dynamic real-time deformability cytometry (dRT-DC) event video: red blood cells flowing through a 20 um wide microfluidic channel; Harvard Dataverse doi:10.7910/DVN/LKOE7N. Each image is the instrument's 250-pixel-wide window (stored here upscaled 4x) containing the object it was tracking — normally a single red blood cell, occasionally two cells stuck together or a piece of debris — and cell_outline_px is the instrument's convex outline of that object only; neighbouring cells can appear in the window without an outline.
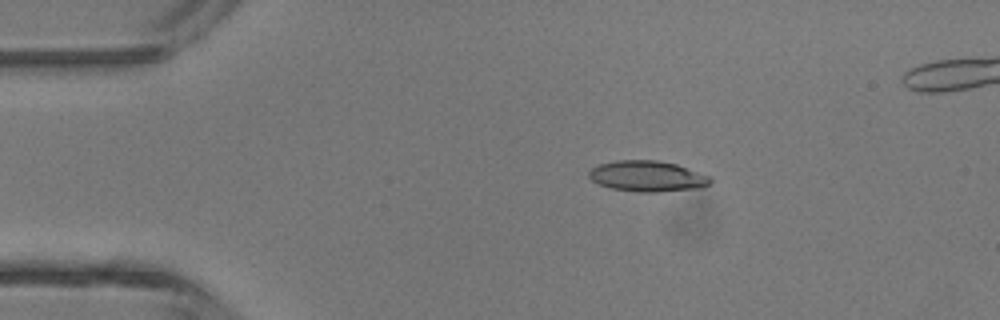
{"species": "common noctule bat (a hibernating species)", "species_latin": "Nyctalus noctula", "temperature_condition": "room temperature", "stored_images_in_passage": 44, "camera_frame_rate_fps": 3000, "um_per_image_px": 0.085, "animal": {"sex": "male", "body_mass_g": 13.3}, "frame": {"image": 1, "passage_image": 9, "time_ms": 2.667, "image_size_px": [1000, 320], "cell_outline_px": [[712, 180], [704, 188], [656, 192], [640, 192], [612, 188], [600, 184], [592, 180], [588, 176], [588, 172], [592, 168], [600, 164], [616, 160], [656, 160], [676, 164], [712, 176]], "centroid_in_image_um": [55.07, 14.98], "position_along_channel_um": 29.9, "area_um2": 21.85}}
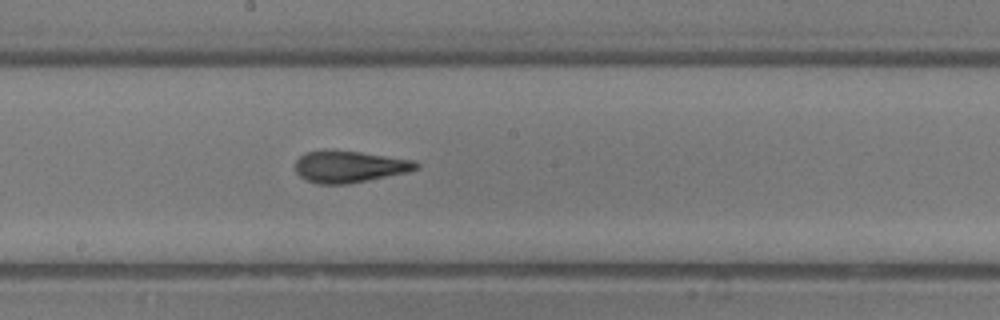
{"frame": {"image": 2, "passage_image": 25, "time_ms": 8.0, "image_size_px": [1000, 320], "cell_outline_px": [[420, 168], [408, 172], [348, 184], [316, 184], [304, 180], [296, 172], [296, 160], [300, 156], [308, 152], [324, 148], [332, 148], [360, 152], [412, 160], [420, 164]], "centroid_in_image_um": [29.66, 14.15], "position_along_channel_um": 218.5, "area_um2": 22.72}}
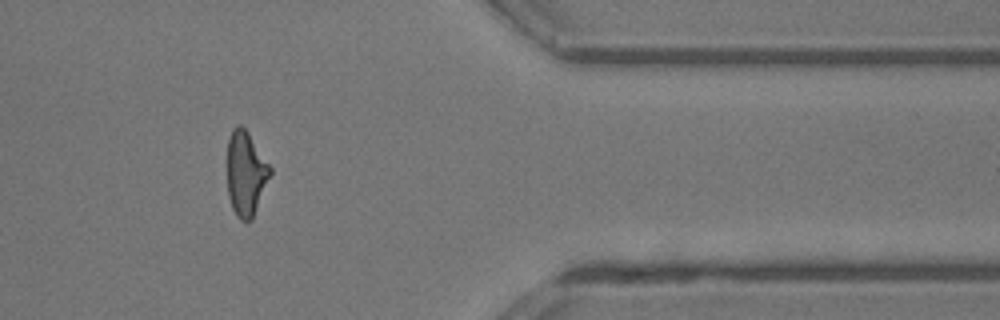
{"frame": {"image": 3, "passage_image": 38, "time_ms": 12.333, "image_size_px": [1000, 320], "cell_outline_px": [[272, 172], [252, 220], [240, 220], [236, 216], [232, 208], [228, 196], [228, 140], [232, 128], [236, 124], [240, 124], [248, 132], [272, 168]], "centroid_in_image_um": [20.9, 14.74], "position_along_channel_um": 390.5, "area_um2": 21.15}}